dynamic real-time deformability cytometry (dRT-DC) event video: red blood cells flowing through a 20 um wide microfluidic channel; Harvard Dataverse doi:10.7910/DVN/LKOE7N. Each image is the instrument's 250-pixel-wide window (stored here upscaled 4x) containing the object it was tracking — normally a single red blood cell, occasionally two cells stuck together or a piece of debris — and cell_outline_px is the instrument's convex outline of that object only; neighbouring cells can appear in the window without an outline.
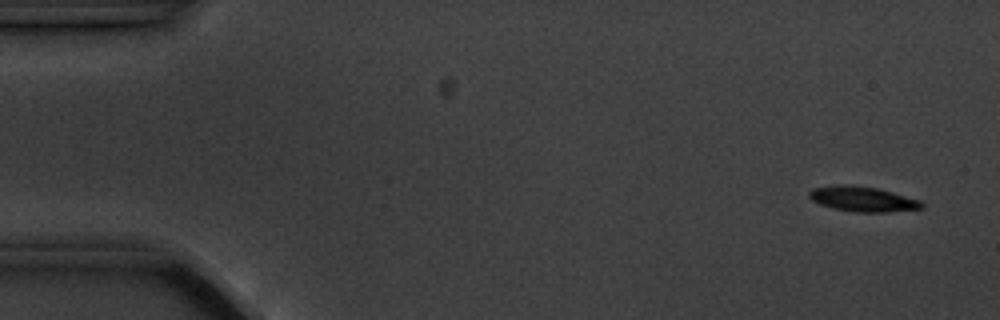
{"species": "common noctule bat (a hibernating species)", "species_latin": "Nyctalus noctula", "temperature_condition": "cold", "stored_images_in_passage": 4, "camera_frame_rate_fps": 3000, "um_per_image_px": 0.085, "animal": {"sex": "male", "body_mass_g": 20.1, "forearm_length_mm": 53.5}, "frame": {"image": 1, "passage_image": 1, "time_ms": 0.0, "image_size_px": [1000, 320], "cell_outline_px": [[924, 208], [888, 212], [852, 212], [832, 208], [820, 204], [812, 200], [808, 196], [808, 192], [812, 188], [840, 184], [852, 184], [876, 188], [892, 192], [920, 200], [924, 204]], "centroid_in_image_um": [73.31, 16.91], "position_along_channel_um": 11.7, "area_um2": 16.59}}